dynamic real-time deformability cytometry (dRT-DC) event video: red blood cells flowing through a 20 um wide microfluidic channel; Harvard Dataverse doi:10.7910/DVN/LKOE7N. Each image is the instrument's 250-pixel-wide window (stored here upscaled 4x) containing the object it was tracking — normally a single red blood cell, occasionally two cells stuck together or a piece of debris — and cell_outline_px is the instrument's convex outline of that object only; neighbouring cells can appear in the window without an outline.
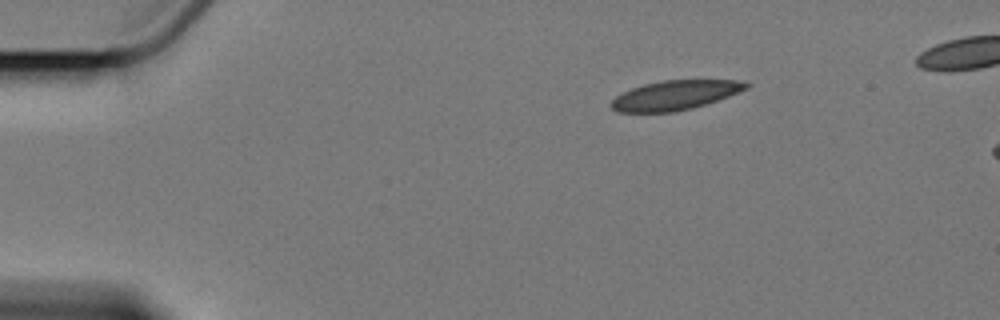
{"species": "Egyptian fruit bat (a non-hibernating species)", "species_latin": "Rousettus aegyptiacus", "temperature_condition": "cold", "stored_images_in_passage": 3, "camera_frame_rate_fps": 3000, "um_per_image_px": 0.085, "animal": {"sex": "female"}, "frame": {"image": 1, "passage_image": 1, "time_ms": 0.0, "image_size_px": [1000, 320], "cell_outline_px": [[752, 84], [748, 88], [728, 96], [692, 108], [672, 112], [616, 112], [608, 104], [616, 96], [632, 88], [644, 84], [664, 80], [744, 80]], "centroid_in_image_um": [57.38, 8.08], "position_along_channel_um": 27.6, "area_um2": 23.06}}